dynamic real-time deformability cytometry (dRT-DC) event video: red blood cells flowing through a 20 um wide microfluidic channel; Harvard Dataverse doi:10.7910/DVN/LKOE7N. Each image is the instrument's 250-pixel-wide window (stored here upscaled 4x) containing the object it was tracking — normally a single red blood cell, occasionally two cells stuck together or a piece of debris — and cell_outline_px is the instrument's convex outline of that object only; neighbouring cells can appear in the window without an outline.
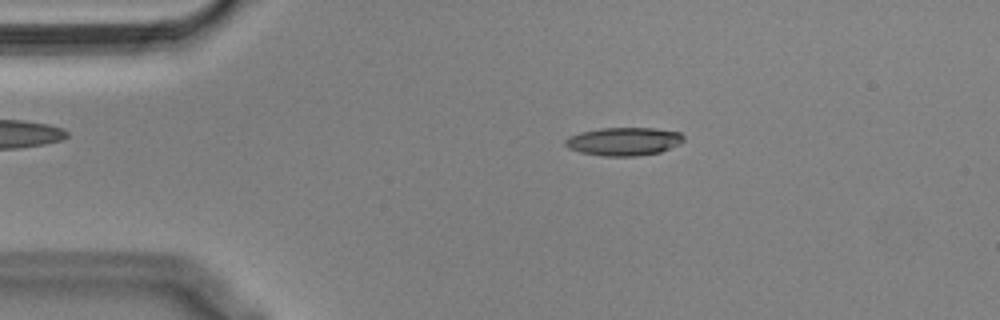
{"species": "Egyptian fruit bat (a non-hibernating species)", "species_latin": "Rousettus aegyptiacus", "temperature_condition": "cold", "stored_images_in_passage": 45, "segment_of_instrument_passage": [1, 2], "camera_frame_rate_fps": 3000, "um_per_image_px": 0.085, "animal": {"sex": "male"}, "frame": {"image": 1, "passage_image": 1, "time_ms": 0.0, "image_size_px": [1000, 320], "cell_outline_px": [[684, 140], [680, 144], [660, 152], [636, 156], [604, 156], [580, 152], [568, 148], [564, 144], [564, 140], [568, 136], [580, 132], [600, 128], [652, 128], [680, 132], [684, 136]], "centroid_in_image_um": [53.01, 12.02], "position_along_channel_um": 32.0, "area_um2": 19.54}}
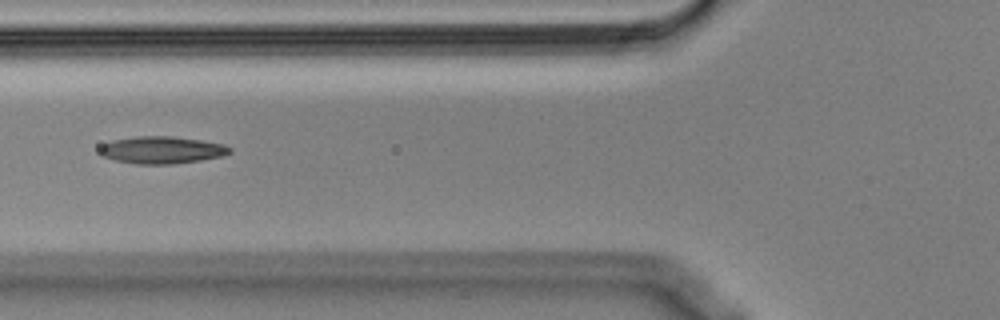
{"frame": {"image": 2, "passage_image": 11, "time_ms": 3.333, "image_size_px": [1000, 320], "cell_outline_px": [[232, 152], [220, 156], [200, 160], [172, 164], [136, 164], [116, 160], [104, 156], [100, 152], [100, 148], [104, 144], [112, 140], [136, 136], [172, 136], [200, 140], [224, 144], [232, 148]], "centroid_in_image_um": [13.77, 12.74], "position_along_channel_um": 112.0, "area_um2": 20.46}}
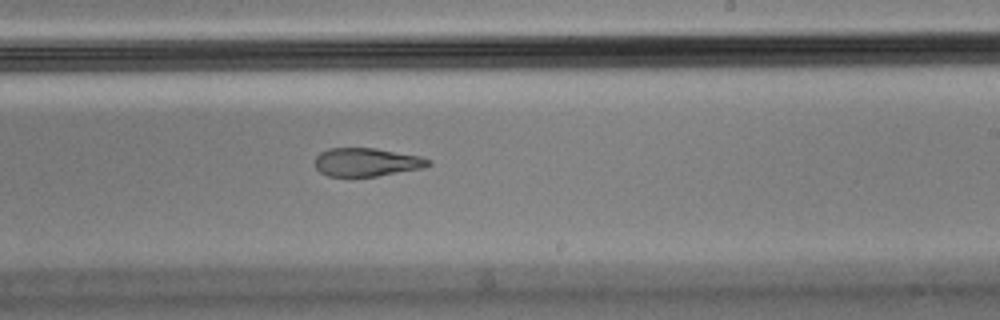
{"frame": {"image": 3, "passage_image": 23, "time_ms": 7.333, "image_size_px": [1000, 320], "cell_outline_px": [[432, 164], [424, 168], [376, 176], [328, 176], [320, 172], [316, 168], [316, 156], [320, 152], [328, 148], [376, 148], [420, 156], [432, 160]], "centroid_in_image_um": [31.19, 13.78], "position_along_channel_um": 257.8, "area_um2": 18.79}}